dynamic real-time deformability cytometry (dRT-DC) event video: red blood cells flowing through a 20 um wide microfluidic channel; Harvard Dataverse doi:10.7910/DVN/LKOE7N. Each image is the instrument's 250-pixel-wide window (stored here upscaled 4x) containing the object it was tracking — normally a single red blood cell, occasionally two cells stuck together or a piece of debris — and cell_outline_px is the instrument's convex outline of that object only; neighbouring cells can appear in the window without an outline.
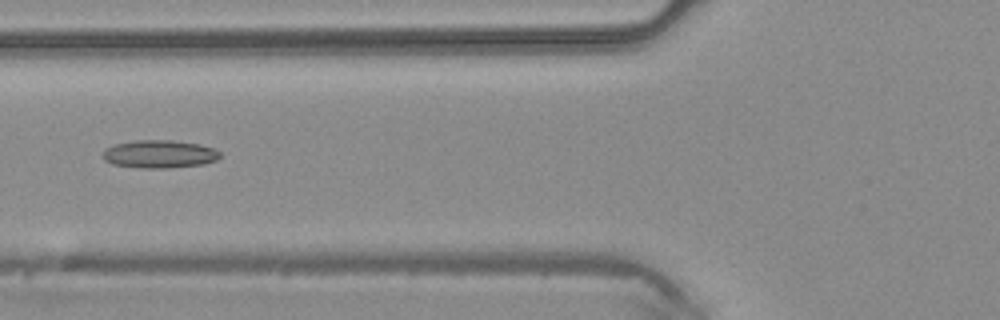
{"species": "common noctule bat (a hibernating species)", "species_latin": "Nyctalus noctula", "temperature_condition": "warm", "stored_images_in_passage": 3, "camera_frame_rate_fps": 3000, "um_per_image_px": 0.085, "animal": {"sex": "male", "body_mass_g": 20.4}, "frame": {"image": 1, "passage_image": 3, "time_ms": 0.667, "image_size_px": [1000, 320], "cell_outline_px": [[220, 156], [216, 160], [204, 164], [168, 168], [140, 168], [112, 164], [104, 160], [104, 148], [112, 144], [136, 140], [172, 140], [200, 144], [212, 148], [220, 152]], "centroid_in_image_um": [13.53, 13.09], "position_along_channel_um": 112.3, "area_um2": 19.19}}